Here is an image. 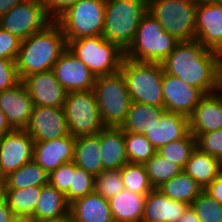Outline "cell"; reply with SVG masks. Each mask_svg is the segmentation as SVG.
<instances>
[{
  "instance_id": "cell-1",
  "label": "cell",
  "mask_w": 222,
  "mask_h": 222,
  "mask_svg": "<svg viewBox=\"0 0 222 222\" xmlns=\"http://www.w3.org/2000/svg\"><path fill=\"white\" fill-rule=\"evenodd\" d=\"M161 64L165 73L205 94L220 90L222 54L202 46L197 40L179 42Z\"/></svg>"
},
{
  "instance_id": "cell-2",
  "label": "cell",
  "mask_w": 222,
  "mask_h": 222,
  "mask_svg": "<svg viewBox=\"0 0 222 222\" xmlns=\"http://www.w3.org/2000/svg\"><path fill=\"white\" fill-rule=\"evenodd\" d=\"M66 49L65 36L56 21L22 40L16 59L21 81L29 75L52 70Z\"/></svg>"
},
{
  "instance_id": "cell-3",
  "label": "cell",
  "mask_w": 222,
  "mask_h": 222,
  "mask_svg": "<svg viewBox=\"0 0 222 222\" xmlns=\"http://www.w3.org/2000/svg\"><path fill=\"white\" fill-rule=\"evenodd\" d=\"M147 9L148 0H106L102 36L125 52Z\"/></svg>"
},
{
  "instance_id": "cell-4",
  "label": "cell",
  "mask_w": 222,
  "mask_h": 222,
  "mask_svg": "<svg viewBox=\"0 0 222 222\" xmlns=\"http://www.w3.org/2000/svg\"><path fill=\"white\" fill-rule=\"evenodd\" d=\"M120 71L125 77L132 102L164 107L161 63L124 58Z\"/></svg>"
},
{
  "instance_id": "cell-5",
  "label": "cell",
  "mask_w": 222,
  "mask_h": 222,
  "mask_svg": "<svg viewBox=\"0 0 222 222\" xmlns=\"http://www.w3.org/2000/svg\"><path fill=\"white\" fill-rule=\"evenodd\" d=\"M179 43L147 12L141 19L125 57L139 62L162 63Z\"/></svg>"
},
{
  "instance_id": "cell-6",
  "label": "cell",
  "mask_w": 222,
  "mask_h": 222,
  "mask_svg": "<svg viewBox=\"0 0 222 222\" xmlns=\"http://www.w3.org/2000/svg\"><path fill=\"white\" fill-rule=\"evenodd\" d=\"M93 92L105 127H121L132 103L121 71L95 79Z\"/></svg>"
},
{
  "instance_id": "cell-7",
  "label": "cell",
  "mask_w": 222,
  "mask_h": 222,
  "mask_svg": "<svg viewBox=\"0 0 222 222\" xmlns=\"http://www.w3.org/2000/svg\"><path fill=\"white\" fill-rule=\"evenodd\" d=\"M67 48L95 77L119 72L125 58V52L102 35L69 40Z\"/></svg>"
},
{
  "instance_id": "cell-8",
  "label": "cell",
  "mask_w": 222,
  "mask_h": 222,
  "mask_svg": "<svg viewBox=\"0 0 222 222\" xmlns=\"http://www.w3.org/2000/svg\"><path fill=\"white\" fill-rule=\"evenodd\" d=\"M198 4L188 0H148V12L179 42L195 40Z\"/></svg>"
},
{
  "instance_id": "cell-9",
  "label": "cell",
  "mask_w": 222,
  "mask_h": 222,
  "mask_svg": "<svg viewBox=\"0 0 222 222\" xmlns=\"http://www.w3.org/2000/svg\"><path fill=\"white\" fill-rule=\"evenodd\" d=\"M106 0H78L55 21L66 42L82 37L100 36L105 22Z\"/></svg>"
},
{
  "instance_id": "cell-10",
  "label": "cell",
  "mask_w": 222,
  "mask_h": 222,
  "mask_svg": "<svg viewBox=\"0 0 222 222\" xmlns=\"http://www.w3.org/2000/svg\"><path fill=\"white\" fill-rule=\"evenodd\" d=\"M63 108L69 133L75 138L96 135L105 127L93 90L68 92Z\"/></svg>"
},
{
  "instance_id": "cell-11",
  "label": "cell",
  "mask_w": 222,
  "mask_h": 222,
  "mask_svg": "<svg viewBox=\"0 0 222 222\" xmlns=\"http://www.w3.org/2000/svg\"><path fill=\"white\" fill-rule=\"evenodd\" d=\"M53 21L42 0H26L0 17V28L25 40Z\"/></svg>"
},
{
  "instance_id": "cell-12",
  "label": "cell",
  "mask_w": 222,
  "mask_h": 222,
  "mask_svg": "<svg viewBox=\"0 0 222 222\" xmlns=\"http://www.w3.org/2000/svg\"><path fill=\"white\" fill-rule=\"evenodd\" d=\"M25 130L34 141H49L69 133L63 107L34 106Z\"/></svg>"
},
{
  "instance_id": "cell-13",
  "label": "cell",
  "mask_w": 222,
  "mask_h": 222,
  "mask_svg": "<svg viewBox=\"0 0 222 222\" xmlns=\"http://www.w3.org/2000/svg\"><path fill=\"white\" fill-rule=\"evenodd\" d=\"M164 109L189 117L206 95L201 89L188 85L180 78L163 73Z\"/></svg>"
},
{
  "instance_id": "cell-14",
  "label": "cell",
  "mask_w": 222,
  "mask_h": 222,
  "mask_svg": "<svg viewBox=\"0 0 222 222\" xmlns=\"http://www.w3.org/2000/svg\"><path fill=\"white\" fill-rule=\"evenodd\" d=\"M195 40L222 54V0L198 4Z\"/></svg>"
},
{
  "instance_id": "cell-15",
  "label": "cell",
  "mask_w": 222,
  "mask_h": 222,
  "mask_svg": "<svg viewBox=\"0 0 222 222\" xmlns=\"http://www.w3.org/2000/svg\"><path fill=\"white\" fill-rule=\"evenodd\" d=\"M34 142L25 129L13 130L0 138V166L6 175L33 161Z\"/></svg>"
},
{
  "instance_id": "cell-16",
  "label": "cell",
  "mask_w": 222,
  "mask_h": 222,
  "mask_svg": "<svg viewBox=\"0 0 222 222\" xmlns=\"http://www.w3.org/2000/svg\"><path fill=\"white\" fill-rule=\"evenodd\" d=\"M52 71L67 92L93 90L96 77L68 48L53 65Z\"/></svg>"
},
{
  "instance_id": "cell-17",
  "label": "cell",
  "mask_w": 222,
  "mask_h": 222,
  "mask_svg": "<svg viewBox=\"0 0 222 222\" xmlns=\"http://www.w3.org/2000/svg\"><path fill=\"white\" fill-rule=\"evenodd\" d=\"M22 82L34 106L63 107L68 92L52 70L29 75Z\"/></svg>"
},
{
  "instance_id": "cell-18",
  "label": "cell",
  "mask_w": 222,
  "mask_h": 222,
  "mask_svg": "<svg viewBox=\"0 0 222 222\" xmlns=\"http://www.w3.org/2000/svg\"><path fill=\"white\" fill-rule=\"evenodd\" d=\"M33 107V101L22 81L16 86L0 92V110L14 130L27 127Z\"/></svg>"
},
{
  "instance_id": "cell-19",
  "label": "cell",
  "mask_w": 222,
  "mask_h": 222,
  "mask_svg": "<svg viewBox=\"0 0 222 222\" xmlns=\"http://www.w3.org/2000/svg\"><path fill=\"white\" fill-rule=\"evenodd\" d=\"M75 140L68 134L49 141H35L33 160L49 174L61 164L73 161Z\"/></svg>"
},
{
  "instance_id": "cell-20",
  "label": "cell",
  "mask_w": 222,
  "mask_h": 222,
  "mask_svg": "<svg viewBox=\"0 0 222 222\" xmlns=\"http://www.w3.org/2000/svg\"><path fill=\"white\" fill-rule=\"evenodd\" d=\"M189 132V117L174 112L164 111L155 119L144 134L156 150L171 141L183 138Z\"/></svg>"
},
{
  "instance_id": "cell-21",
  "label": "cell",
  "mask_w": 222,
  "mask_h": 222,
  "mask_svg": "<svg viewBox=\"0 0 222 222\" xmlns=\"http://www.w3.org/2000/svg\"><path fill=\"white\" fill-rule=\"evenodd\" d=\"M222 128V91L206 94L189 116V131L203 134Z\"/></svg>"
},
{
  "instance_id": "cell-22",
  "label": "cell",
  "mask_w": 222,
  "mask_h": 222,
  "mask_svg": "<svg viewBox=\"0 0 222 222\" xmlns=\"http://www.w3.org/2000/svg\"><path fill=\"white\" fill-rule=\"evenodd\" d=\"M190 205L168 198L159 189L154 188L145 197L142 220L148 222H178Z\"/></svg>"
},
{
  "instance_id": "cell-23",
  "label": "cell",
  "mask_w": 222,
  "mask_h": 222,
  "mask_svg": "<svg viewBox=\"0 0 222 222\" xmlns=\"http://www.w3.org/2000/svg\"><path fill=\"white\" fill-rule=\"evenodd\" d=\"M100 157L104 170L120 169L129 163L120 127H104L100 131Z\"/></svg>"
},
{
  "instance_id": "cell-24",
  "label": "cell",
  "mask_w": 222,
  "mask_h": 222,
  "mask_svg": "<svg viewBox=\"0 0 222 222\" xmlns=\"http://www.w3.org/2000/svg\"><path fill=\"white\" fill-rule=\"evenodd\" d=\"M70 222H114L108 200L95 192L70 204Z\"/></svg>"
},
{
  "instance_id": "cell-25",
  "label": "cell",
  "mask_w": 222,
  "mask_h": 222,
  "mask_svg": "<svg viewBox=\"0 0 222 222\" xmlns=\"http://www.w3.org/2000/svg\"><path fill=\"white\" fill-rule=\"evenodd\" d=\"M145 197L127 189L108 200L114 222H139L143 218Z\"/></svg>"
},
{
  "instance_id": "cell-26",
  "label": "cell",
  "mask_w": 222,
  "mask_h": 222,
  "mask_svg": "<svg viewBox=\"0 0 222 222\" xmlns=\"http://www.w3.org/2000/svg\"><path fill=\"white\" fill-rule=\"evenodd\" d=\"M32 215L36 220L70 218V204L64 193L48 183L41 187V194Z\"/></svg>"
},
{
  "instance_id": "cell-27",
  "label": "cell",
  "mask_w": 222,
  "mask_h": 222,
  "mask_svg": "<svg viewBox=\"0 0 222 222\" xmlns=\"http://www.w3.org/2000/svg\"><path fill=\"white\" fill-rule=\"evenodd\" d=\"M73 162L94 177L104 171L100 157V131L96 135L76 137Z\"/></svg>"
},
{
  "instance_id": "cell-28",
  "label": "cell",
  "mask_w": 222,
  "mask_h": 222,
  "mask_svg": "<svg viewBox=\"0 0 222 222\" xmlns=\"http://www.w3.org/2000/svg\"><path fill=\"white\" fill-rule=\"evenodd\" d=\"M183 170L205 189L222 172V161L196 147Z\"/></svg>"
},
{
  "instance_id": "cell-29",
  "label": "cell",
  "mask_w": 222,
  "mask_h": 222,
  "mask_svg": "<svg viewBox=\"0 0 222 222\" xmlns=\"http://www.w3.org/2000/svg\"><path fill=\"white\" fill-rule=\"evenodd\" d=\"M157 189L168 198L182 201L189 205H191L196 197L204 191V188L184 170L180 174H177L170 180L164 182Z\"/></svg>"
},
{
  "instance_id": "cell-30",
  "label": "cell",
  "mask_w": 222,
  "mask_h": 222,
  "mask_svg": "<svg viewBox=\"0 0 222 222\" xmlns=\"http://www.w3.org/2000/svg\"><path fill=\"white\" fill-rule=\"evenodd\" d=\"M164 111V107L132 102L126 120L120 128L124 132L145 134L155 119H159Z\"/></svg>"
},
{
  "instance_id": "cell-31",
  "label": "cell",
  "mask_w": 222,
  "mask_h": 222,
  "mask_svg": "<svg viewBox=\"0 0 222 222\" xmlns=\"http://www.w3.org/2000/svg\"><path fill=\"white\" fill-rule=\"evenodd\" d=\"M48 176L49 174L33 160L7 175L6 189L42 187L48 184Z\"/></svg>"
},
{
  "instance_id": "cell-32",
  "label": "cell",
  "mask_w": 222,
  "mask_h": 222,
  "mask_svg": "<svg viewBox=\"0 0 222 222\" xmlns=\"http://www.w3.org/2000/svg\"><path fill=\"white\" fill-rule=\"evenodd\" d=\"M41 194V187L6 189L4 199L13 215H32Z\"/></svg>"
},
{
  "instance_id": "cell-33",
  "label": "cell",
  "mask_w": 222,
  "mask_h": 222,
  "mask_svg": "<svg viewBox=\"0 0 222 222\" xmlns=\"http://www.w3.org/2000/svg\"><path fill=\"white\" fill-rule=\"evenodd\" d=\"M146 172L153 188H158L183 171V168L159 153H155L145 164Z\"/></svg>"
},
{
  "instance_id": "cell-34",
  "label": "cell",
  "mask_w": 222,
  "mask_h": 222,
  "mask_svg": "<svg viewBox=\"0 0 222 222\" xmlns=\"http://www.w3.org/2000/svg\"><path fill=\"white\" fill-rule=\"evenodd\" d=\"M196 147V138L189 131L183 138L165 144L156 152L184 169Z\"/></svg>"
},
{
  "instance_id": "cell-35",
  "label": "cell",
  "mask_w": 222,
  "mask_h": 222,
  "mask_svg": "<svg viewBox=\"0 0 222 222\" xmlns=\"http://www.w3.org/2000/svg\"><path fill=\"white\" fill-rule=\"evenodd\" d=\"M120 171L125 189L142 195H147L154 189L144 164L127 163Z\"/></svg>"
},
{
  "instance_id": "cell-36",
  "label": "cell",
  "mask_w": 222,
  "mask_h": 222,
  "mask_svg": "<svg viewBox=\"0 0 222 222\" xmlns=\"http://www.w3.org/2000/svg\"><path fill=\"white\" fill-rule=\"evenodd\" d=\"M124 143L129 163L145 164L157 151L144 134L124 132Z\"/></svg>"
},
{
  "instance_id": "cell-37",
  "label": "cell",
  "mask_w": 222,
  "mask_h": 222,
  "mask_svg": "<svg viewBox=\"0 0 222 222\" xmlns=\"http://www.w3.org/2000/svg\"><path fill=\"white\" fill-rule=\"evenodd\" d=\"M124 189L120 169L104 170L100 175L94 177V192L106 200L111 199Z\"/></svg>"
},
{
  "instance_id": "cell-38",
  "label": "cell",
  "mask_w": 222,
  "mask_h": 222,
  "mask_svg": "<svg viewBox=\"0 0 222 222\" xmlns=\"http://www.w3.org/2000/svg\"><path fill=\"white\" fill-rule=\"evenodd\" d=\"M200 222H222V204L203 191L190 205Z\"/></svg>"
},
{
  "instance_id": "cell-39",
  "label": "cell",
  "mask_w": 222,
  "mask_h": 222,
  "mask_svg": "<svg viewBox=\"0 0 222 222\" xmlns=\"http://www.w3.org/2000/svg\"><path fill=\"white\" fill-rule=\"evenodd\" d=\"M94 192V176L85 169L77 167L74 163V173H72V185L65 194L69 204Z\"/></svg>"
},
{
  "instance_id": "cell-40",
  "label": "cell",
  "mask_w": 222,
  "mask_h": 222,
  "mask_svg": "<svg viewBox=\"0 0 222 222\" xmlns=\"http://www.w3.org/2000/svg\"><path fill=\"white\" fill-rule=\"evenodd\" d=\"M196 138L197 147L210 156L222 161V128L203 134H192Z\"/></svg>"
},
{
  "instance_id": "cell-41",
  "label": "cell",
  "mask_w": 222,
  "mask_h": 222,
  "mask_svg": "<svg viewBox=\"0 0 222 222\" xmlns=\"http://www.w3.org/2000/svg\"><path fill=\"white\" fill-rule=\"evenodd\" d=\"M72 173H74V162H66L51 171L48 176V183L58 191L66 194L72 185Z\"/></svg>"
},
{
  "instance_id": "cell-42",
  "label": "cell",
  "mask_w": 222,
  "mask_h": 222,
  "mask_svg": "<svg viewBox=\"0 0 222 222\" xmlns=\"http://www.w3.org/2000/svg\"><path fill=\"white\" fill-rule=\"evenodd\" d=\"M20 82L16 61L0 58V92L16 86Z\"/></svg>"
},
{
  "instance_id": "cell-43",
  "label": "cell",
  "mask_w": 222,
  "mask_h": 222,
  "mask_svg": "<svg viewBox=\"0 0 222 222\" xmlns=\"http://www.w3.org/2000/svg\"><path fill=\"white\" fill-rule=\"evenodd\" d=\"M21 39L0 28V58L16 61Z\"/></svg>"
},
{
  "instance_id": "cell-44",
  "label": "cell",
  "mask_w": 222,
  "mask_h": 222,
  "mask_svg": "<svg viewBox=\"0 0 222 222\" xmlns=\"http://www.w3.org/2000/svg\"><path fill=\"white\" fill-rule=\"evenodd\" d=\"M49 16L55 21L63 12L78 0H42Z\"/></svg>"
},
{
  "instance_id": "cell-45",
  "label": "cell",
  "mask_w": 222,
  "mask_h": 222,
  "mask_svg": "<svg viewBox=\"0 0 222 222\" xmlns=\"http://www.w3.org/2000/svg\"><path fill=\"white\" fill-rule=\"evenodd\" d=\"M219 204H222V172L204 189Z\"/></svg>"
},
{
  "instance_id": "cell-46",
  "label": "cell",
  "mask_w": 222,
  "mask_h": 222,
  "mask_svg": "<svg viewBox=\"0 0 222 222\" xmlns=\"http://www.w3.org/2000/svg\"><path fill=\"white\" fill-rule=\"evenodd\" d=\"M13 216L12 210L4 198L0 199V222H9Z\"/></svg>"
},
{
  "instance_id": "cell-47",
  "label": "cell",
  "mask_w": 222,
  "mask_h": 222,
  "mask_svg": "<svg viewBox=\"0 0 222 222\" xmlns=\"http://www.w3.org/2000/svg\"><path fill=\"white\" fill-rule=\"evenodd\" d=\"M26 0H0V17L5 15L12 7Z\"/></svg>"
},
{
  "instance_id": "cell-48",
  "label": "cell",
  "mask_w": 222,
  "mask_h": 222,
  "mask_svg": "<svg viewBox=\"0 0 222 222\" xmlns=\"http://www.w3.org/2000/svg\"><path fill=\"white\" fill-rule=\"evenodd\" d=\"M178 222H200L196 212L193 210L191 206H189Z\"/></svg>"
},
{
  "instance_id": "cell-49",
  "label": "cell",
  "mask_w": 222,
  "mask_h": 222,
  "mask_svg": "<svg viewBox=\"0 0 222 222\" xmlns=\"http://www.w3.org/2000/svg\"><path fill=\"white\" fill-rule=\"evenodd\" d=\"M14 129L9 124L6 116L0 110V138L7 133H10Z\"/></svg>"
},
{
  "instance_id": "cell-50",
  "label": "cell",
  "mask_w": 222,
  "mask_h": 222,
  "mask_svg": "<svg viewBox=\"0 0 222 222\" xmlns=\"http://www.w3.org/2000/svg\"><path fill=\"white\" fill-rule=\"evenodd\" d=\"M9 222H36L33 215H13Z\"/></svg>"
},
{
  "instance_id": "cell-51",
  "label": "cell",
  "mask_w": 222,
  "mask_h": 222,
  "mask_svg": "<svg viewBox=\"0 0 222 222\" xmlns=\"http://www.w3.org/2000/svg\"><path fill=\"white\" fill-rule=\"evenodd\" d=\"M6 177L7 175L3 172L0 166V199L4 198L6 190Z\"/></svg>"
},
{
  "instance_id": "cell-52",
  "label": "cell",
  "mask_w": 222,
  "mask_h": 222,
  "mask_svg": "<svg viewBox=\"0 0 222 222\" xmlns=\"http://www.w3.org/2000/svg\"><path fill=\"white\" fill-rule=\"evenodd\" d=\"M36 222H70V218L36 220Z\"/></svg>"
},
{
  "instance_id": "cell-53",
  "label": "cell",
  "mask_w": 222,
  "mask_h": 222,
  "mask_svg": "<svg viewBox=\"0 0 222 222\" xmlns=\"http://www.w3.org/2000/svg\"><path fill=\"white\" fill-rule=\"evenodd\" d=\"M188 1H191L196 4H200V3H206V2H210V1H214V0H188Z\"/></svg>"
}]
</instances>
